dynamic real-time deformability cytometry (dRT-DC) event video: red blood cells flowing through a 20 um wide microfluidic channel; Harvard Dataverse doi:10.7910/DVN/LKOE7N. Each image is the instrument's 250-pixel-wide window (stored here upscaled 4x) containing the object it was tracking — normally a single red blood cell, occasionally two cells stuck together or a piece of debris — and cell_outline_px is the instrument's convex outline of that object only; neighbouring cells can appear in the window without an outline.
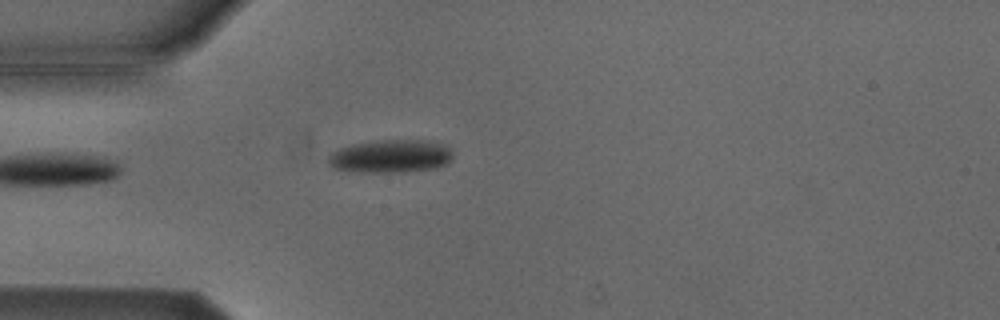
{"species": "Egyptian fruit bat (a non-hibernating species)", "species_latin": "Rousettus aegyptiacus", "temperature_condition": "cold", "stored_images_in_passage": 4, "camera_frame_rate_fps": 3000, "um_per_image_px": 0.085, "animal": {"sex": "male"}, "frame": {"image": 1, "passage_image": 4, "time_ms": 4.333, "image_size_px": [1000, 320], "cell_outline_px": [[452, 160], [448, 164], [436, 168], [404, 172], [348, 172], [332, 168], [328, 164], [328, 156], [332, 152], [340, 148], [352, 144], [380, 140], [420, 140], [448, 144], [452, 152]], "centroid_in_image_um": [33.21, 13.29], "position_along_channel_um": 51.8, "area_um2": 24.45}}